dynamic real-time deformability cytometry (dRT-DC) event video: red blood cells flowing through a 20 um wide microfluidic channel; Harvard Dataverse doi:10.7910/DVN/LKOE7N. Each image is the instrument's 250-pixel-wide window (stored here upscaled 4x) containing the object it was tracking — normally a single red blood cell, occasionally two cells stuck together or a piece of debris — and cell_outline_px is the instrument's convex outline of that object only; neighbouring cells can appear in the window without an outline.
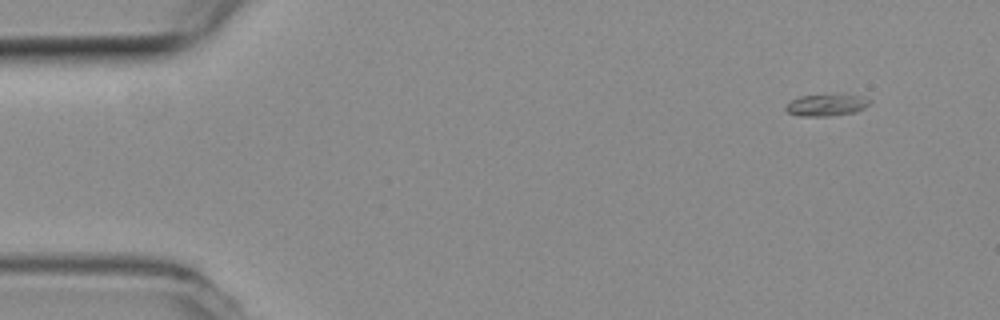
{"species": "common noctule bat (a hibernating species)", "species_latin": "Nyctalus noctula", "temperature_condition": "room temperature", "stored_images_in_passage": 46, "camera_frame_rate_fps": 3000, "um_per_image_px": 0.085, "animal": {"sex": "female", "body_mass_g": 19.3, "forearm_length_mm": 54.1}, "frame": {"image": 1, "passage_image": 1, "time_ms": 0.0, "image_size_px": [1000, 320], "cell_outline_px": [[872, 100], [864, 108], [856, 112], [828, 116], [800, 116], [788, 112], [784, 108], [792, 100], [800, 96], [856, 96]], "centroid_in_image_um": [70.22, 8.96], "position_along_channel_um": 14.8, "area_um2": 10.12}}
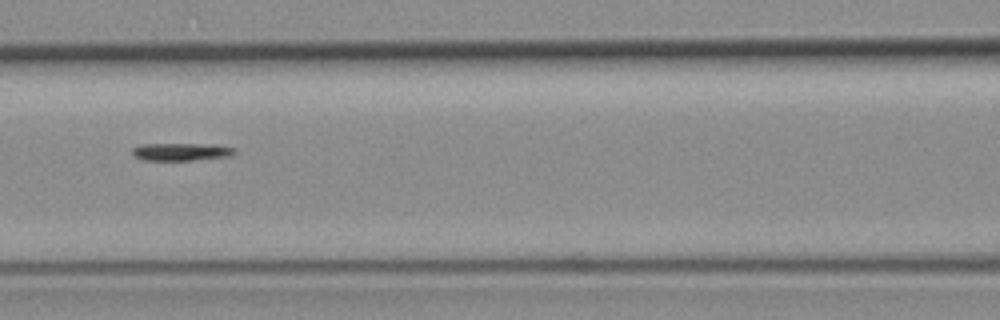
{"frame": {"image": 2, "passage_image": 20, "time_ms": 6.333, "image_size_px": [1000, 320], "cell_outline_px": [[236, 152], [228, 156], [192, 160], [140, 160], [132, 156], [132, 148], [140, 144], [216, 144], [232, 148]], "centroid_in_image_um": [15.31, 12.9], "position_along_channel_um": 151.3, "area_um2": 10.52}}
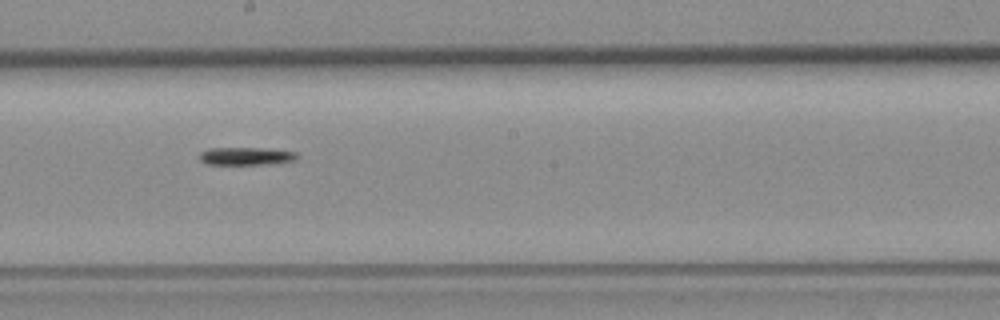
{"frame": {"image": 3, "passage_image": 26, "time_ms": 8.333, "image_size_px": [1000, 320], "cell_outline_px": [[296, 160], [276, 164], [204, 164], [200, 160], [200, 152], [208, 148], [260, 148], [296, 152]], "centroid_in_image_um": [20.89, 13.28], "position_along_channel_um": 227.3, "area_um2": 10.12}}